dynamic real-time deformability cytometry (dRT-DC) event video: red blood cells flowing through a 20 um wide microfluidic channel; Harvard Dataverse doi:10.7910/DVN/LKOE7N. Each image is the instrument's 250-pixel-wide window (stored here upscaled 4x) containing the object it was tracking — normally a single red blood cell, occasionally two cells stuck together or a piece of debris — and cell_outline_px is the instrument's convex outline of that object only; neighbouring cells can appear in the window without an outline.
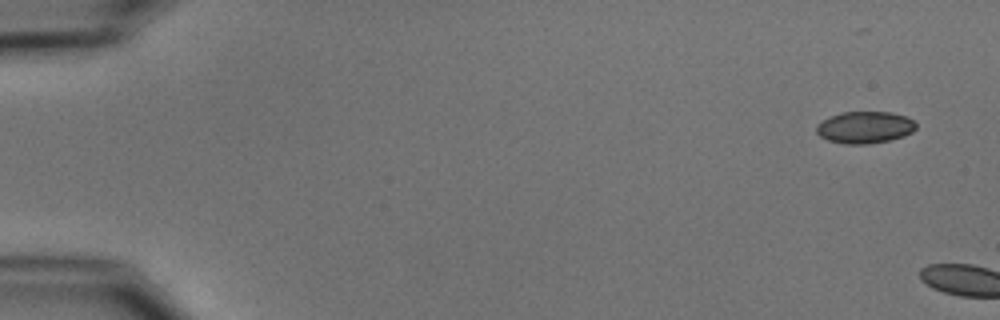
{"species": "common noctule bat (a hibernating species)", "species_latin": "Nyctalus noctula", "temperature_condition": "cold", "stored_images_in_passage": 2, "camera_frame_rate_fps": 3000, "um_per_image_px": 0.085, "animal": {"sex": "male", "body_mass_g": 15.6}, "frame": {"image": 1, "passage_image": 1, "time_ms": 0.0, "image_size_px": [1000, 320], "cell_outline_px": [[916, 128], [912, 132], [904, 136], [888, 140], [868, 144], [848, 144], [828, 140], [820, 136], [816, 132], [816, 124], [828, 116], [844, 112], [892, 112], [904, 116], [912, 120], [916, 124]], "centroid_in_image_um": [73.48, 10.82], "position_along_channel_um": 11.5, "area_um2": 18.5}}